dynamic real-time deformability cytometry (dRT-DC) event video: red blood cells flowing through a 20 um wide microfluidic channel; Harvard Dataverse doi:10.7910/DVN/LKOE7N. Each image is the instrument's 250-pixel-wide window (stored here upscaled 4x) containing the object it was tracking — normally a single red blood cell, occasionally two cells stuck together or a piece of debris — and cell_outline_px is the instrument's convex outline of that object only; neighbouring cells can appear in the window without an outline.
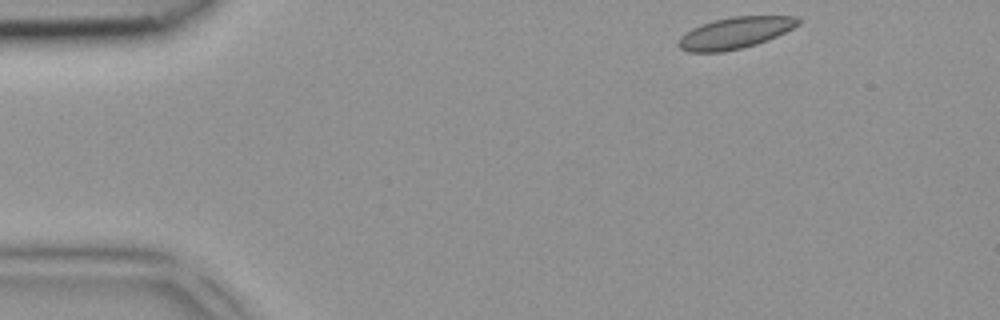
{"species": "common noctule bat (a hibernating species)", "species_latin": "Nyctalus noctula", "temperature_condition": "room temperature", "stored_images_in_passage": 2, "camera_frame_rate_fps": 3000, "um_per_image_px": 0.085, "animal": {"sex": "female", "body_mass_g": 18.4}, "frame": {"image": 1, "passage_image": 1, "time_ms": 0.0, "image_size_px": [1000, 320], "cell_outline_px": [[804, 20], [800, 24], [768, 40], [756, 44], [724, 52], [688, 52], [680, 48], [676, 44], [680, 36], [692, 28], [716, 20], [732, 16], [796, 16]], "centroid_in_image_um": [62.49, 2.79], "position_along_channel_um": 22.5, "area_um2": 21.91}}